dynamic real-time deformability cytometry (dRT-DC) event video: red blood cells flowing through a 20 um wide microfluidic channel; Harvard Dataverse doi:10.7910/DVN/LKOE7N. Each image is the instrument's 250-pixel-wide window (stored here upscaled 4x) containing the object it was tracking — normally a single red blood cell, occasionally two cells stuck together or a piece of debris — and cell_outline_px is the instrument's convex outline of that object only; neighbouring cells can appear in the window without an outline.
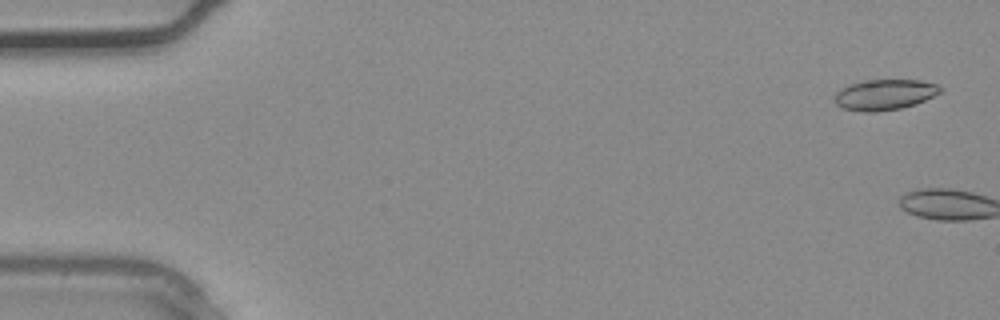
{"species": "common noctule bat (a hibernating species)", "species_latin": "Nyctalus noctula", "temperature_condition": "warm", "stored_images_in_passage": 4, "camera_frame_rate_fps": 3000, "um_per_image_px": 0.085, "animal": {"sex": "male", "body_mass_g": 20.4}, "frame": {"image": 1, "passage_image": 1, "time_ms": 0.0, "image_size_px": [1000, 320], "cell_outline_px": [[944, 88], [940, 92], [916, 104], [900, 108], [876, 112], [864, 112], [844, 108], [836, 104], [832, 100], [836, 92], [840, 88], [864, 80], [920, 80], [936, 84]], "centroid_in_image_um": [75.17, 8.04], "position_along_channel_um": 9.8, "area_um2": 18.84}}